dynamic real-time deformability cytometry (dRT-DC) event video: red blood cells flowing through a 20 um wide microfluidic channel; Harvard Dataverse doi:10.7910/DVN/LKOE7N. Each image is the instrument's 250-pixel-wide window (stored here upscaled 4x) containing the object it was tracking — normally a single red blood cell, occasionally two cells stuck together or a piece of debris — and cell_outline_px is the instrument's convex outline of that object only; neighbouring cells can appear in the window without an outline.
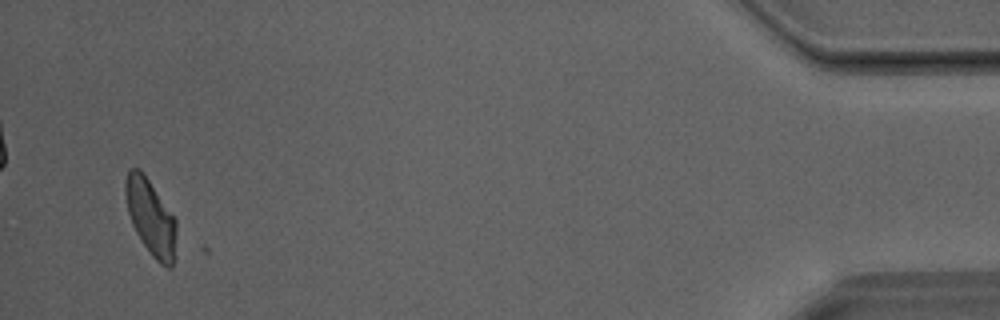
{"species": "Egyptian fruit bat (a non-hibernating species)", "species_latin": "Rousettus aegyptiacus", "temperature_condition": "room temperature", "stored_images_in_passage": 37, "camera_frame_rate_fps": 3000, "um_per_image_px": 0.085, "animal": {"sex": "male"}, "frame": {"image": 1, "passage_image": 36, "time_ms": 11.667, "image_size_px": [1000, 320], "cell_outline_px": [[176, 236], [172, 268], [168, 268], [160, 264], [152, 256], [136, 232], [132, 224], [128, 212], [124, 192], [124, 180], [128, 172], [132, 168], [140, 168], [144, 172], [176, 220]], "centroid_in_image_um": [12.79, 18.44], "position_along_channel_um": 422.4, "area_um2": 22.43}}